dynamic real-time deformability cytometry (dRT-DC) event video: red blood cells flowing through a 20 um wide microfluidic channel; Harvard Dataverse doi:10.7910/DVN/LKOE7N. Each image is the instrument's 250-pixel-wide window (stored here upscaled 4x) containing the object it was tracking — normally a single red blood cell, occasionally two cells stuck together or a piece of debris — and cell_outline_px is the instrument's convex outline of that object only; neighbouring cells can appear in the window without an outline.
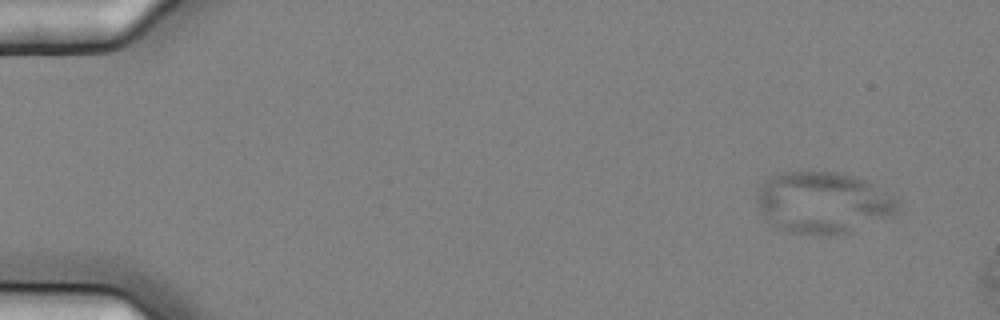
{"species": "common noctule bat (a hibernating species)", "species_latin": "Nyctalus noctula", "temperature_condition": "cold", "stored_images_in_passage": 3, "camera_frame_rate_fps": 3000, "um_per_image_px": 0.085, "animal": {"sex": "female", "body_mass_g": 25.1}, "frame": {"image": 1, "passage_image": 1, "time_ms": 0.0, "image_size_px": [1000, 320], "cell_outline_px": [[900, 208], [892, 216], [852, 232], [824, 236], [816, 236], [792, 232], [768, 224], [756, 200], [756, 192], [772, 176], [784, 172], [836, 172], [852, 176], [864, 180], [896, 200], [900, 204]], "centroid_in_image_um": [69.94, 17.26], "position_along_channel_um": 15.1, "area_um2": 50.17}}